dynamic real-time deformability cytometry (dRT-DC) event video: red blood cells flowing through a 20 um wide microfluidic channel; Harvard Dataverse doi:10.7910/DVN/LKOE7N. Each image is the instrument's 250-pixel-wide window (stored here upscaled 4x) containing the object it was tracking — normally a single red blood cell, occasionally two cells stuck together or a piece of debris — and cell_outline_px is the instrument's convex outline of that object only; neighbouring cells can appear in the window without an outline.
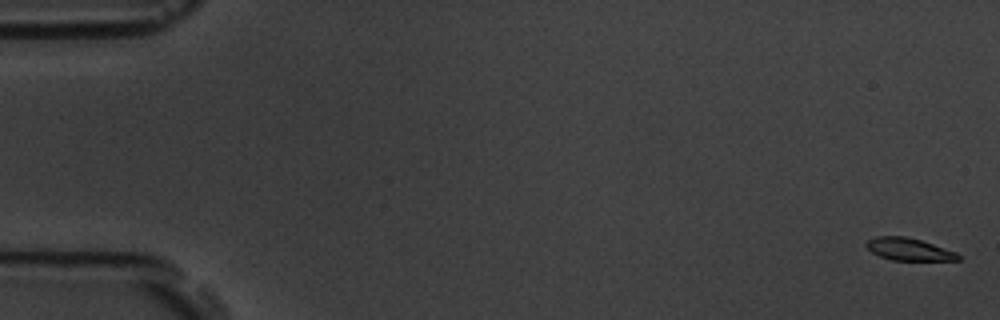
{"species": "common noctule bat (a hibernating species)", "species_latin": "Nyctalus noctula", "temperature_condition": "room temperature", "stored_images_in_passage": 5, "camera_frame_rate_fps": 3000, "um_per_image_px": 0.085, "animal": {"sex": "male", "body_mass_g": 19.5, "forearm_length_mm": 54.6}, "frame": {"image": 1, "passage_image": 1, "time_ms": 0.0, "image_size_px": [1000, 320], "cell_outline_px": [[960, 260], [892, 260], [880, 256], [872, 252], [864, 244], [868, 240], [876, 236], [904, 236], [920, 240], [956, 252], [960, 256]], "centroid_in_image_um": [77.23, 21.18], "position_along_channel_um": 7.8, "area_um2": 11.79}}
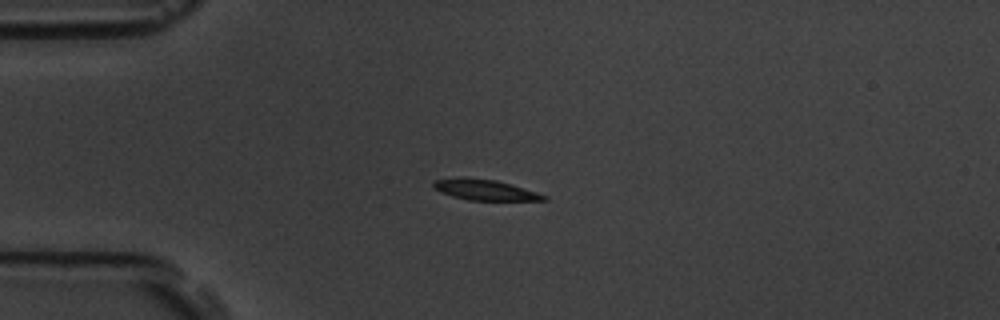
{"frame": {"image": 2, "passage_image": 5, "time_ms": 4.667, "image_size_px": [1000, 320], "cell_outline_px": [[548, 200], [468, 200], [452, 196], [440, 192], [432, 188], [432, 184], [436, 180], [464, 176], [496, 180], [536, 192], [548, 196]], "centroid_in_image_um": [41.16, 16.13], "position_along_channel_um": 43.8, "area_um2": 13.29}}